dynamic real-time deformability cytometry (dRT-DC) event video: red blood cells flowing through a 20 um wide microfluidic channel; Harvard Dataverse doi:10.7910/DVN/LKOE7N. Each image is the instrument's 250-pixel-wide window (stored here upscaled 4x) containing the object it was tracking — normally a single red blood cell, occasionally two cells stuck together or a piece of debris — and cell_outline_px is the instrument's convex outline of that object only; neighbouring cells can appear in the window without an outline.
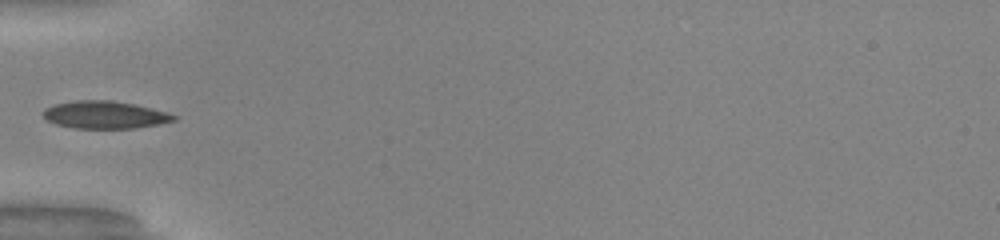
{"species": "common noctule bat (a hibernating species)", "species_latin": "Nyctalus noctula", "temperature_condition": "warm", "stored_images_in_passage": 33, "camera_frame_rate_fps": 3000, "um_per_image_px": 0.085, "animal": {"sex": "male", "body_mass_g": 20.0, "forearm_length_mm": 53.3}, "frame": {"image": 1, "passage_image": 1, "time_ms": 0.0, "image_size_px": [1000, 240], "cell_outline_px": [[176, 120], [160, 124], [136, 128], [72, 128], [56, 124], [48, 120], [40, 112], [44, 108], [56, 104], [76, 100], [112, 100], [152, 108], [168, 112], [176, 116]], "centroid_in_image_um": [8.91, 9.76], "position_along_channel_um": 76.1, "area_um2": 20.98}}
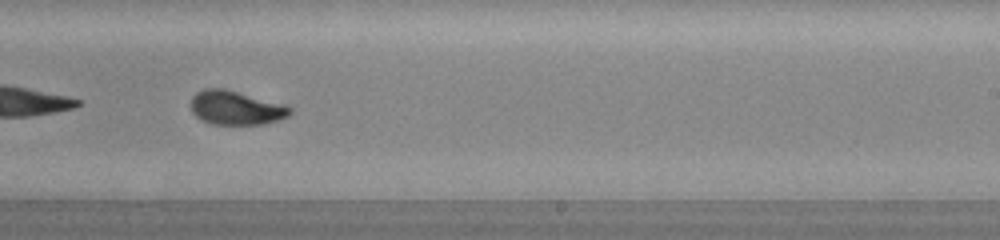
{"frame": {"image": 2, "passage_image": 15, "time_ms": 4.667, "image_size_px": [1000, 240], "cell_outline_px": [[292, 112], [288, 116], [280, 120], [264, 124], [212, 124], [196, 116], [192, 112], [192, 96], [196, 92], [204, 88], [224, 88], [288, 104], [292, 108]], "centroid_in_image_um": [20.12, 9.15], "position_along_channel_um": 268.9, "area_um2": 19.88}}
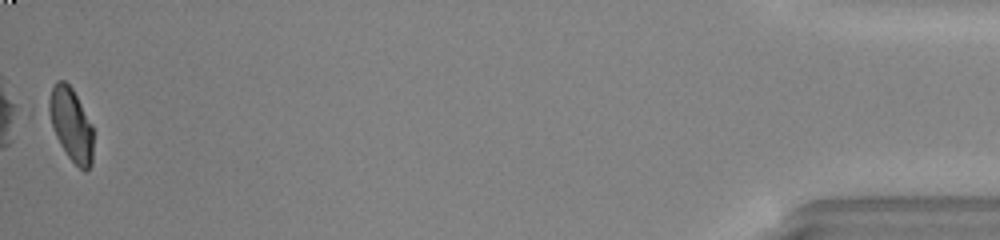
{"frame": {"image": 3, "passage_image": 33, "time_ms": 10.667, "image_size_px": [1000, 240], "cell_outline_px": [[92, 164], [84, 172], [68, 156], [60, 144], [56, 136], [52, 124], [48, 108], [48, 100], [52, 88], [56, 80], [64, 80], [72, 88], [92, 124]], "centroid_in_image_um": [6.04, 10.57], "position_along_channel_um": 429.2, "area_um2": 18.55}}